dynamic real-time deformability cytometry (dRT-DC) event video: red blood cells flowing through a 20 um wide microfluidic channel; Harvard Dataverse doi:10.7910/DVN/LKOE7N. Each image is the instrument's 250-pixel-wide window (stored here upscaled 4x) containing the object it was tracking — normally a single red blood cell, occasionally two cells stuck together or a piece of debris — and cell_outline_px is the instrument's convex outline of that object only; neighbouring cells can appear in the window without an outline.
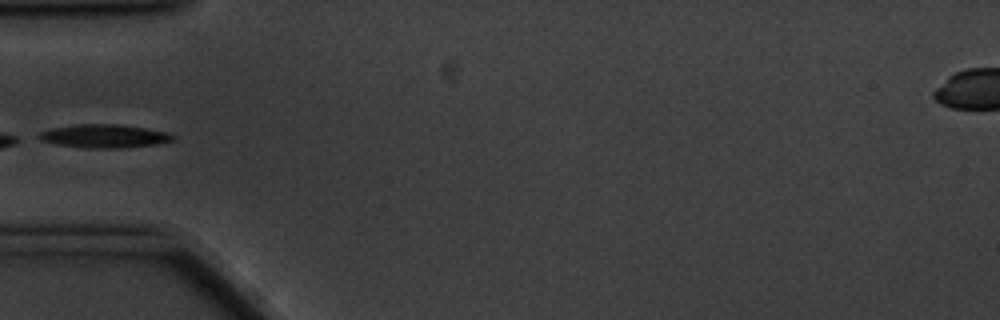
{"species": "common noctule bat (a hibernating species)", "species_latin": "Nyctalus noctula", "temperature_condition": "cold", "stored_images_in_passage": 9, "camera_frame_rate_fps": 3000, "um_per_image_px": 0.085, "animal": {"sex": "male", "body_mass_g": 20.1, "forearm_length_mm": 53.5}, "frame": {"image": 1, "passage_image": 1, "time_ms": 0.0, "image_size_px": [1000, 320], "cell_outline_px": [[176, 140], [156, 144], [124, 148], [88, 148], [56, 144], [40, 140], [32, 136], [40, 132], [52, 128], [76, 124], [120, 124], [144, 128], [164, 132], [176, 136]], "centroid_in_image_um": [8.82, 11.57], "position_along_channel_um": 76.2, "area_um2": 18.38}}